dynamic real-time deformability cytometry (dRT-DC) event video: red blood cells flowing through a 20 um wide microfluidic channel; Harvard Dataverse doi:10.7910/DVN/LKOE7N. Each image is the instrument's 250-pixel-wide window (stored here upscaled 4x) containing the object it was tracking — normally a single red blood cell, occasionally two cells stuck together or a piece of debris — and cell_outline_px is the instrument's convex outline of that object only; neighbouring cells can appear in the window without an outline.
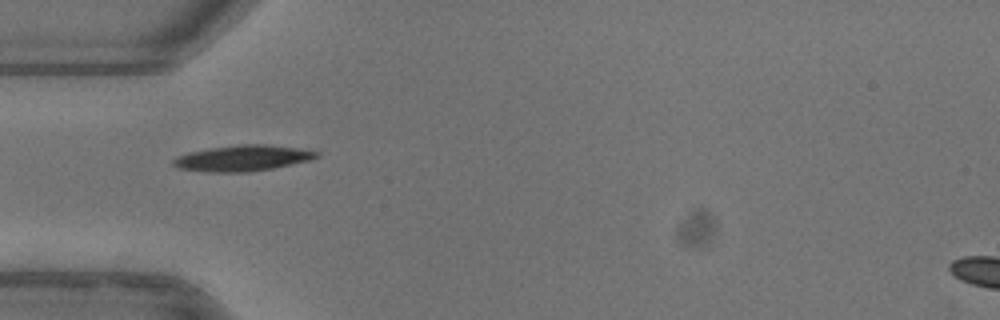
{"species": "common noctule bat (a hibernating species)", "species_latin": "Nyctalus noctula", "temperature_condition": "warm", "stored_images_in_passage": 37, "camera_frame_rate_fps": 3000, "um_per_image_px": 0.085, "animal": {"sex": "female"}, "frame": {"image": 1, "passage_image": 1, "time_ms": 0.0, "image_size_px": [1000, 320], "cell_outline_px": [[320, 156], [312, 160], [272, 168], [248, 172], [212, 172], [176, 168], [172, 164], [172, 160], [188, 152], [208, 148], [240, 144], [268, 144], [304, 148], [320, 152]], "centroid_in_image_um": [20.69, 13.43], "position_along_channel_um": 64.3, "area_um2": 21.85}}
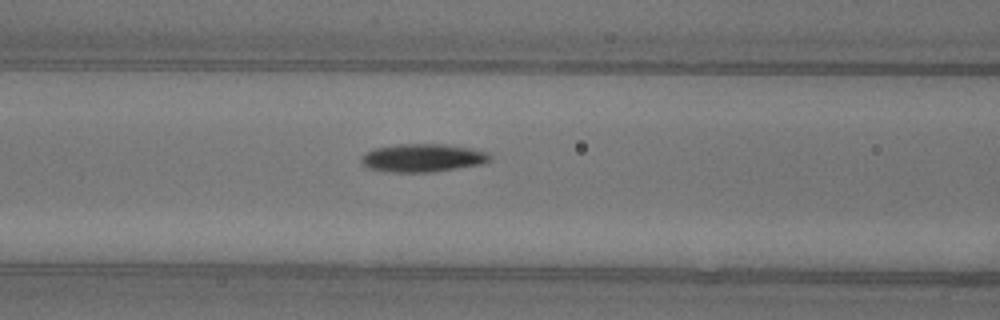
{"frame": {"image": 2, "passage_image": 6, "time_ms": 1.667, "image_size_px": [1000, 320], "cell_outline_px": [[492, 160], [484, 164], [432, 172], [388, 172], [368, 168], [360, 160], [360, 156], [372, 148], [396, 144], [448, 144], [472, 148], [488, 152], [492, 156]], "centroid_in_image_um": [35.95, 13.41], "position_along_channel_um": 130.6, "area_um2": 21.5}, "authors_computed_cell_mechanics": {"area_um2": 20.23, "velocity_mm_per_s": 3.9749, "shape_relaxation_time_tau1_ms": 4.3414, "shape_relaxation_time_tau2_ms": 6.8534, "deformation_change_tau1": 0.1709, "deformation_change_tau2": 0.1255}}